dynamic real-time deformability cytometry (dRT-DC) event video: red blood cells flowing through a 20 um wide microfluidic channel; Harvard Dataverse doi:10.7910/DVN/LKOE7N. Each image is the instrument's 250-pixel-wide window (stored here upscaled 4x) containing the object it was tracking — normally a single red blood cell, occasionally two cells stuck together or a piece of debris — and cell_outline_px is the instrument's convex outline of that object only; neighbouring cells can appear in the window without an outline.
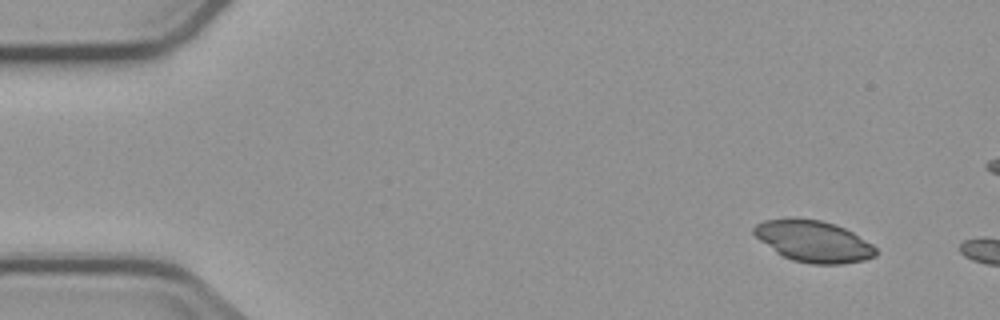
{"species": "common noctule bat (a hibernating species)", "species_latin": "Nyctalus noctula", "temperature_condition": "cold", "stored_images_in_passage": 3, "camera_frame_rate_fps": 3000, "um_per_image_px": 0.085, "animal": {"sex": "male", "body_mass_g": 23.1, "forearm_length_mm": 52.7}, "frame": {"image": 1, "passage_image": 1, "time_ms": 0.0, "image_size_px": [1000, 320], "cell_outline_px": [[876, 256], [864, 260], [840, 264], [812, 264], [792, 260], [776, 252], [760, 240], [752, 232], [752, 228], [756, 224], [764, 220], [820, 220], [844, 228], [852, 232], [872, 244], [876, 248]], "centroid_in_image_um": [69.16, 20.54], "position_along_channel_um": 15.8, "area_um2": 28.73}}